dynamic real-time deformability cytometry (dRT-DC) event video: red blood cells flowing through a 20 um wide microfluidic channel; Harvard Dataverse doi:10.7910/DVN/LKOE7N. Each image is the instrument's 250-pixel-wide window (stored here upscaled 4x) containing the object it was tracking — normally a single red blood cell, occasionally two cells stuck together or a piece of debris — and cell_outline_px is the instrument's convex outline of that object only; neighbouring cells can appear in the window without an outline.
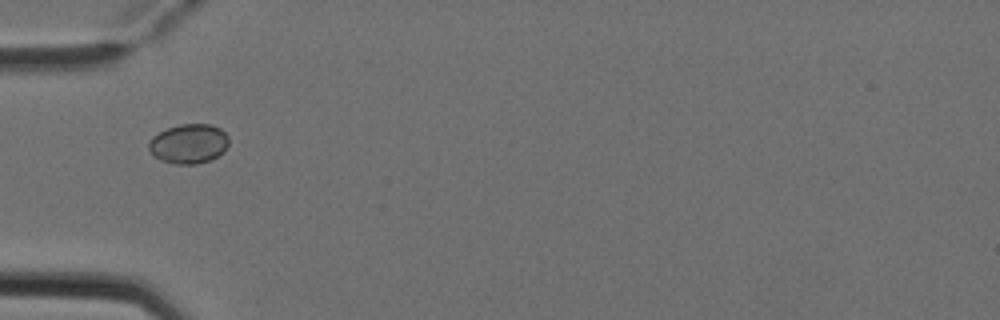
{"species": "Egyptian fruit bat (a non-hibernating species)", "species_latin": "Rousettus aegyptiacus", "temperature_condition": "cold", "stored_images_in_passage": 3, "camera_frame_rate_fps": 3000, "um_per_image_px": 0.085, "animal": {"sex": "female"}, "frame": {"image": 1, "passage_image": 1, "time_ms": 0.0, "image_size_px": [1000, 320], "cell_outline_px": [[228, 144], [224, 152], [208, 160], [196, 164], [176, 164], [160, 160], [148, 148], [148, 144], [152, 136], [168, 128], [180, 124], [212, 124], [220, 128], [228, 136]], "centroid_in_image_um": [16.05, 12.21], "position_along_channel_um": 68.9, "area_um2": 18.32}}
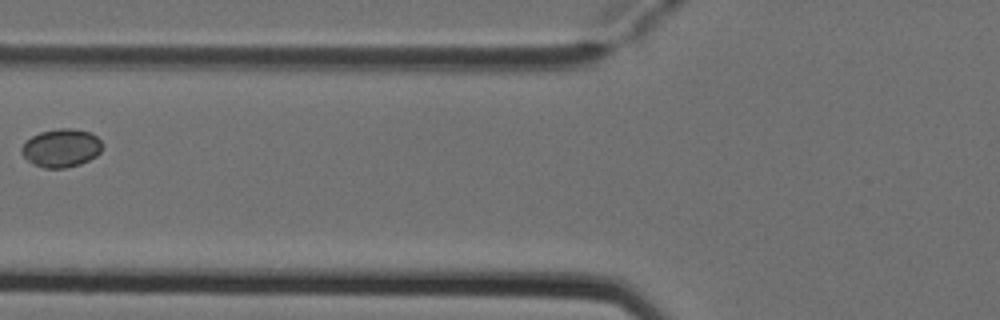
{"frame": {"image": 2, "passage_image": 2, "time_ms": 0.333, "image_size_px": [1000, 320], "cell_outline_px": [[104, 144], [100, 152], [96, 156], [80, 164], [64, 168], [44, 168], [32, 164], [20, 152], [20, 148], [32, 136], [40, 132], [60, 128], [72, 128], [92, 132]], "centroid_in_image_um": [5.22, 12.57], "position_along_channel_um": 120.6, "area_um2": 18.09}}
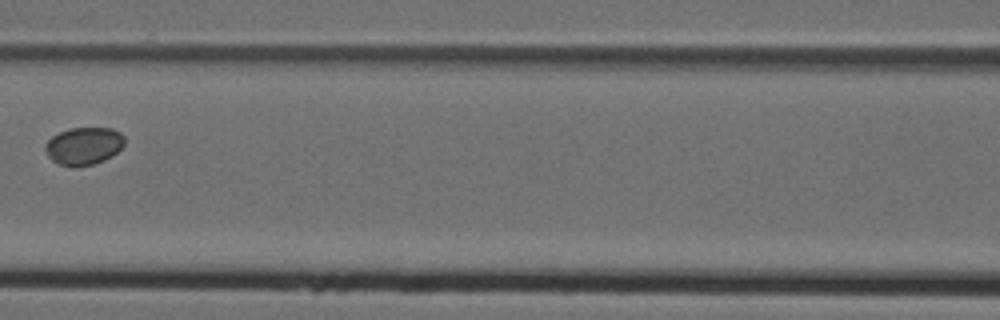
{"frame": {"image": 3, "passage_image": 3, "time_ms": 0.667, "image_size_px": [1000, 320], "cell_outline_px": [[124, 144], [112, 156], [104, 160], [92, 164], [76, 168], [72, 168], [56, 164], [48, 156], [44, 148], [44, 144], [52, 136], [60, 132], [72, 128], [112, 128], [120, 132], [124, 136]], "centroid_in_image_um": [7.09, 12.43], "position_along_channel_um": 159.5, "area_um2": 17.57}}